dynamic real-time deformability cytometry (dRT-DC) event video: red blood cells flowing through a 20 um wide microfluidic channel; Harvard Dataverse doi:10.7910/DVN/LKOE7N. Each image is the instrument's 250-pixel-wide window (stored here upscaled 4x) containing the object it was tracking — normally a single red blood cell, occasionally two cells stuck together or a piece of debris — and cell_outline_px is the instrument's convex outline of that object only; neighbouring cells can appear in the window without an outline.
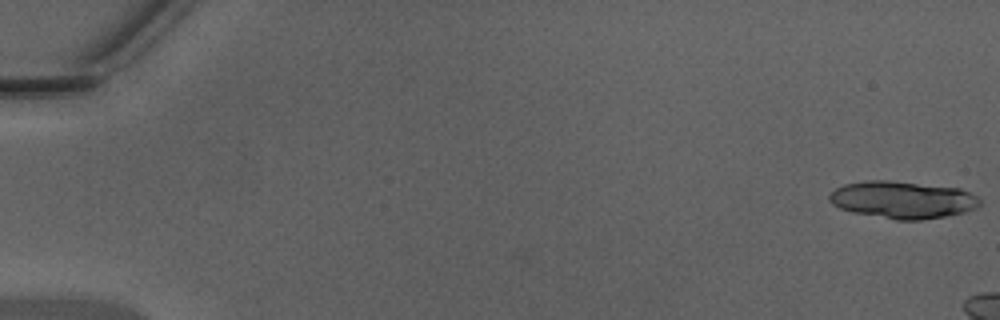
{"species": "Egyptian fruit bat (a non-hibernating species)", "species_latin": "Rousettus aegyptiacus", "temperature_condition": "warm", "stored_images_in_passage": 17, "camera_frame_rate_fps": 3000, "um_per_image_px": 0.085, "animal": {"sex": "male"}, "frame": {"image": 1, "passage_image": 1, "time_ms": 0.0, "image_size_px": [1000, 320], "cell_outline_px": [[980, 204], [976, 208], [964, 212], [944, 216], [920, 220], [896, 220], [852, 212], [840, 208], [832, 204], [828, 200], [828, 196], [836, 188], [844, 184], [868, 180], [888, 180], [960, 188], [976, 196], [980, 200]], "centroid_in_image_um": [76.69, 16.98], "position_along_channel_um": 8.3, "area_um2": 32.6}}